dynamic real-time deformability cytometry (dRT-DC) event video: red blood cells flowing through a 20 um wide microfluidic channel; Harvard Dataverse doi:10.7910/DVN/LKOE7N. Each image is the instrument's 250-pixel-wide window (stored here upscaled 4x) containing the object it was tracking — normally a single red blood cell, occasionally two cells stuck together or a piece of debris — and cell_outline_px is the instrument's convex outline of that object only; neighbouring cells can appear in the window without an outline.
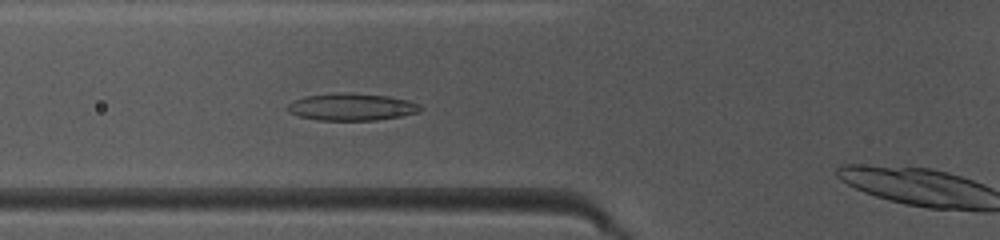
{"species": "common noctule bat (a hibernating species)", "species_latin": "Nyctalus noctula", "temperature_condition": "warm", "stored_images_in_passage": 8, "camera_frame_rate_fps": 3000, "um_per_image_px": 0.085, "animal": {"sex": "female", "body_mass_g": 10.0, "forearm_length_mm": 53.1}, "frame": {"image": 1, "passage_image": 7, "time_ms": 2.0, "image_size_px": [1000, 240], "cell_outline_px": [[420, 108], [416, 112], [400, 116], [376, 120], [316, 120], [300, 116], [288, 112], [288, 104], [304, 96], [348, 92], [388, 96], [408, 100], [420, 104]], "centroid_in_image_um": [29.87, 9.09], "position_along_channel_um": 95.9, "area_um2": 20.75}}